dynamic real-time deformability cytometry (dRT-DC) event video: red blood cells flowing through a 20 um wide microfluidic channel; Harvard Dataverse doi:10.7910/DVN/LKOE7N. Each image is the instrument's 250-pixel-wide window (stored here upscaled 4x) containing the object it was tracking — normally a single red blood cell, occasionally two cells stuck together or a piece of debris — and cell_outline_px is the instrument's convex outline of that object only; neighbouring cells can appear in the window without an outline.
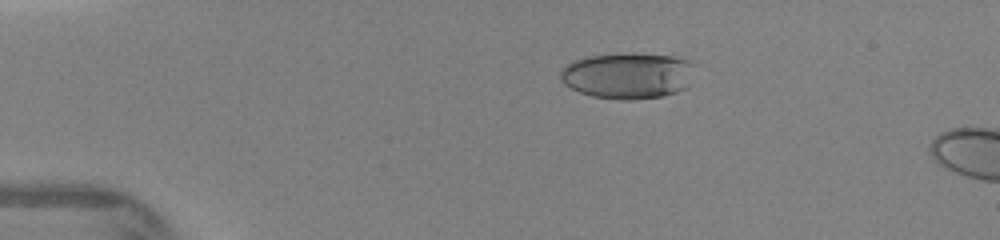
{"species": "human", "species_latin": "Homo sapiens", "temperature_condition": "warm", "stored_images_in_passage": 5, "camera_frame_rate_fps": 3000, "um_per_image_px": 0.085, "donor": {"sex": "female"}, "frame": {"image": 1, "passage_image": 2, "time_ms": 0.667, "image_size_px": [1000, 240], "cell_outline_px": [[696, 64], [688, 88], [664, 96], [628, 100], [620, 100], [592, 96], [580, 92], [564, 84], [560, 80], [560, 68], [576, 60], [588, 56], [632, 52], [636, 52], [672, 56], [696, 60]], "centroid_in_image_um": [53.43, 6.41], "position_along_channel_um": 31.6, "area_um2": 36.93}}